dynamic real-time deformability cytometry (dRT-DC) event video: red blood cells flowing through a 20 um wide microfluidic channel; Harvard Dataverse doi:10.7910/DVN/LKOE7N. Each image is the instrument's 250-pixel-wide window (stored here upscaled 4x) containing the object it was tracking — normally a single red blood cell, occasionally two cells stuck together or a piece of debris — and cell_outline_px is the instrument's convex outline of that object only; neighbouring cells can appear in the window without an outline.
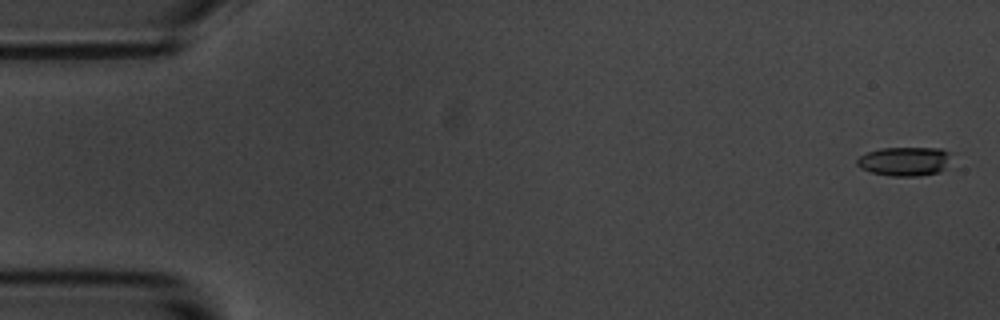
{"species": "common noctule bat (a hibernating species)", "species_latin": "Nyctalus noctula", "temperature_condition": "room temperature", "stored_images_in_passage": 6, "camera_frame_rate_fps": 3000, "um_per_image_px": 0.085, "animal": {"sex": "male", "body_mass_g": 20.1, "forearm_length_mm": 53.5}, "frame": {"image": 1, "passage_image": 1, "time_ms": 0.0, "image_size_px": [1000, 320], "cell_outline_px": [[948, 168], [940, 172], [920, 176], [892, 176], [872, 172], [860, 168], [856, 164], [856, 160], [860, 156], [868, 152], [880, 148], [940, 148], [948, 152]], "centroid_in_image_um": [76.89, 13.72], "position_along_channel_um": 8.1, "area_um2": 15.95}}
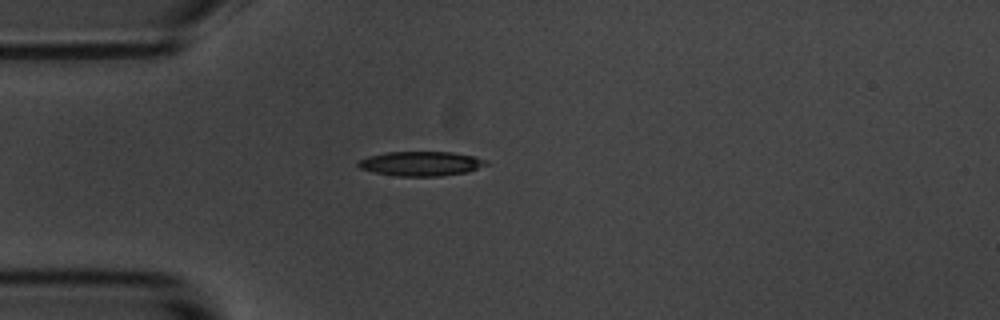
{"frame": {"image": 2, "passage_image": 5, "time_ms": 4.667, "image_size_px": [1000, 320], "cell_outline_px": [[488, 164], [468, 172], [440, 176], [396, 176], [376, 172], [360, 168], [356, 164], [356, 160], [368, 156], [388, 152], [452, 152], [476, 156], [488, 160]], "centroid_in_image_um": [35.8, 13.9], "position_along_channel_um": 49.2, "area_um2": 18.38}}